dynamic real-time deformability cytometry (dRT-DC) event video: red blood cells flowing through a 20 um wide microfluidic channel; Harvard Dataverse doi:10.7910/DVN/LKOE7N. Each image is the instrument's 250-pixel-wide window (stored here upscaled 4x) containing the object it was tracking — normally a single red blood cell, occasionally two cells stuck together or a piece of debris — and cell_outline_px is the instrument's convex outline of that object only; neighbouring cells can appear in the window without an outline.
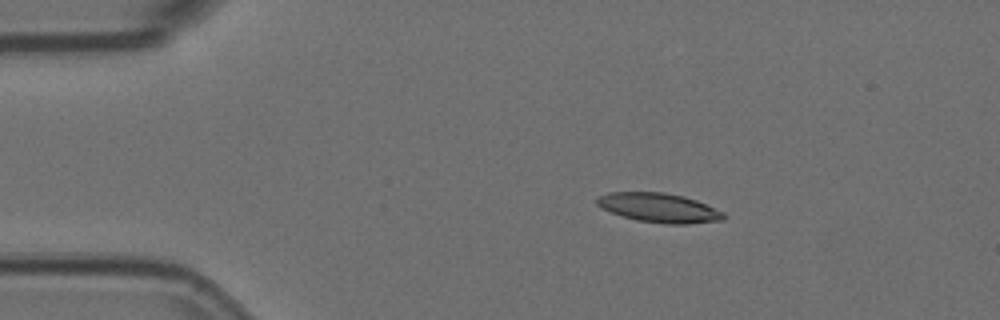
{"species": "Egyptian fruit bat (a non-hibernating species)", "species_latin": "Rousettus aegyptiacus", "temperature_condition": "room temperature", "stored_images_in_passage": 10, "camera_frame_rate_fps": 3000, "um_per_image_px": 0.085, "animal": {"sex": "female"}, "frame": {"image": 1, "passage_image": 2, "time_ms": 0.333, "image_size_px": [1000, 320], "cell_outline_px": [[728, 216], [724, 220], [688, 224], [664, 224], [636, 220], [612, 212], [596, 204], [596, 196], [608, 192], [664, 192], [684, 196], [696, 200], [724, 212]], "centroid_in_image_um": [56.05, 17.66], "position_along_channel_um": 29.0, "area_um2": 21.73}}
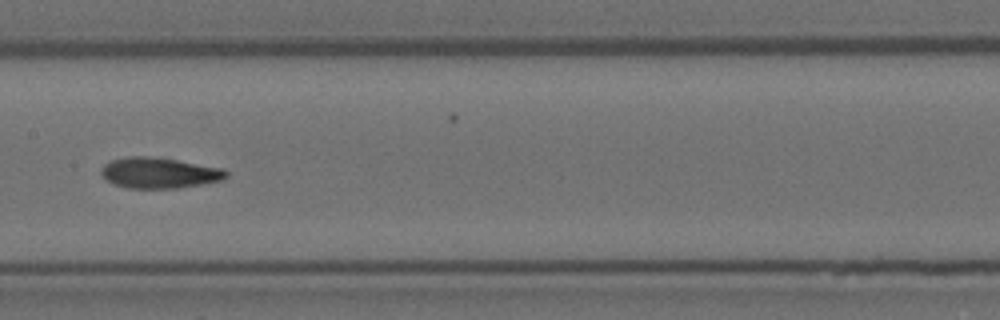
{"frame": {"image": 2, "passage_image": 7, "time_ms": 2.0, "image_size_px": [1000, 320], "cell_outline_px": [[228, 176], [220, 180], [180, 188], [128, 188], [116, 184], [108, 180], [100, 172], [100, 168], [104, 164], [112, 160], [128, 156], [148, 156], [176, 160], [224, 168], [228, 172]], "centroid_in_image_um": [13.54, 14.69], "position_along_channel_um": 193.9, "area_um2": 22.2}}
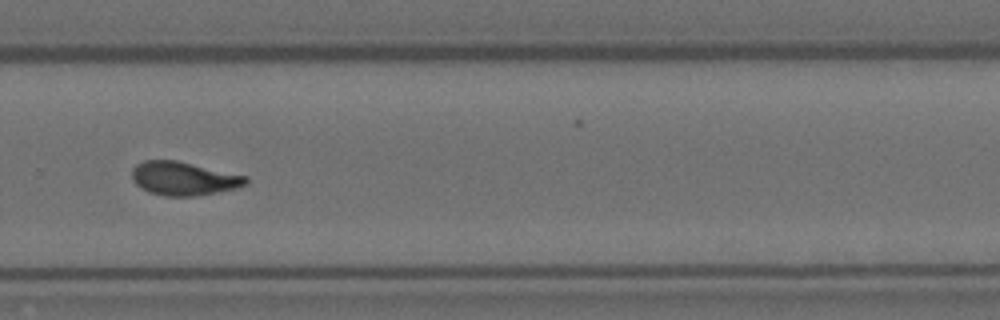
{"frame": {"image": 3, "passage_image": 10, "time_ms": 3.0, "image_size_px": [1000, 320], "cell_outline_px": [[248, 184], [216, 192], [192, 196], [164, 196], [148, 192], [140, 188], [132, 180], [132, 168], [136, 164], [144, 160], [176, 160], [248, 176]], "centroid_in_image_um": [15.57, 15.16], "position_along_channel_um": 314.2, "area_um2": 22.25}}